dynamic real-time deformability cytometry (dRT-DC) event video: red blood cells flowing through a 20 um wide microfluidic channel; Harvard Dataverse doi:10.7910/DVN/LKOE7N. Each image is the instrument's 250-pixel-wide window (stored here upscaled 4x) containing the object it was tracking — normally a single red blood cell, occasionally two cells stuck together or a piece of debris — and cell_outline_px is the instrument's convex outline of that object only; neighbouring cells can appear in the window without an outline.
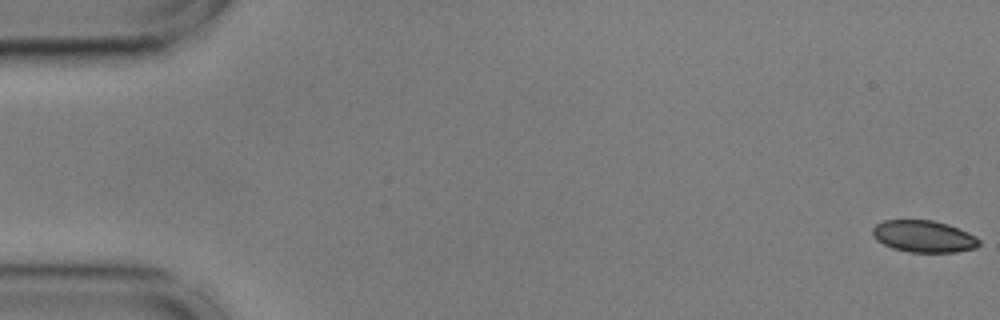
{"species": "common noctule bat (a hibernating species)", "species_latin": "Nyctalus noctula", "temperature_condition": "cold", "stored_images_in_passage": 15, "camera_frame_rate_fps": 3000, "um_per_image_px": 0.085, "animal": {"sex": "male", "body_mass_g": 17.9, "forearm_length_mm": 54.2}, "frame": {"image": 1, "passage_image": 1, "time_ms": 0.0, "image_size_px": [1000, 320], "cell_outline_px": [[980, 244], [976, 248], [956, 252], [908, 252], [892, 248], [876, 240], [872, 236], [872, 228], [876, 224], [884, 220], [932, 220], [948, 224], [968, 232], [976, 236], [980, 240]], "centroid_in_image_um": [78.51, 20.09], "position_along_channel_um": 6.5, "area_um2": 19.94}}